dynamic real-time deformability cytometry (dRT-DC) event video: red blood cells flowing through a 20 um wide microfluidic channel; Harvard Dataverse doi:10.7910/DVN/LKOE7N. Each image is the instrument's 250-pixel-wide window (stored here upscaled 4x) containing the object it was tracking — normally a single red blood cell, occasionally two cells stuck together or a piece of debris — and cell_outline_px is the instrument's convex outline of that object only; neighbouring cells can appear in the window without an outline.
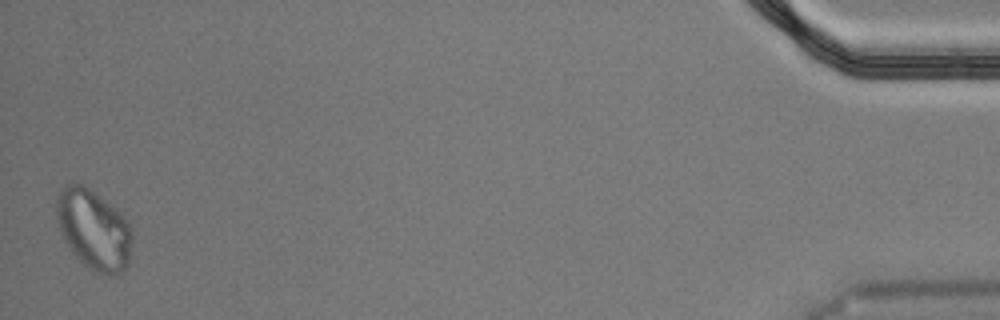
{"species": "Egyptian fruit bat (a non-hibernating species)", "species_latin": "Rousettus aegyptiacus", "temperature_condition": "cold", "stored_images_in_passage": 47, "segment_of_instrument_passage": [2, 2], "camera_frame_rate_fps": 3000, "um_per_image_px": 0.085, "animal": {"sex": "male"}, "frame": {"image": 1, "passage_image": 47, "time_ms": 15.333, "image_size_px": [1000, 320], "cell_outline_px": [[132, 236], [128, 264], [120, 272], [112, 276], [104, 276], [92, 272], [76, 256], [64, 240], [60, 232], [56, 216], [56, 200], [60, 188], [64, 184], [84, 184], [116, 208], [128, 220], [132, 228]], "centroid_in_image_um": [7.96, 19.51], "position_along_channel_um": 427.2, "area_um2": 35.66}}